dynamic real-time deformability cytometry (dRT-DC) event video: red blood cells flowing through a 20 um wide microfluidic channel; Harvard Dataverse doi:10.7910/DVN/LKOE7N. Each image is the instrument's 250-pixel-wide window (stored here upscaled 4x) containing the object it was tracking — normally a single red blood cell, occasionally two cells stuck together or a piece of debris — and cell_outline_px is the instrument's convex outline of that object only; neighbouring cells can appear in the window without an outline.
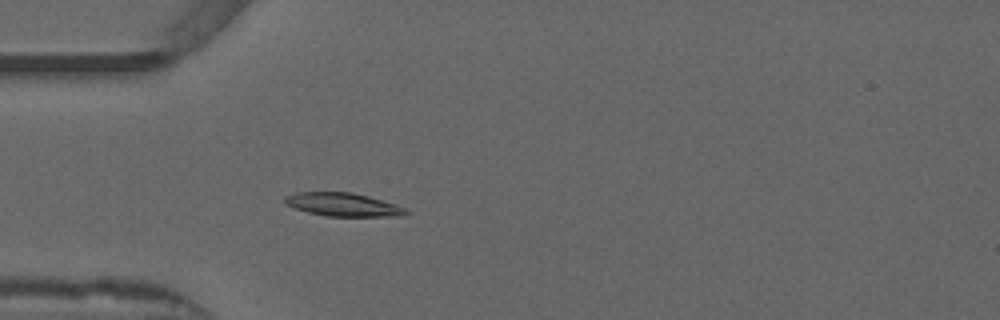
{"species": "common noctule bat (a hibernating species)", "species_latin": "Nyctalus noctula", "temperature_condition": "warm", "stored_images_in_passage": 52, "camera_frame_rate_fps": 3000, "um_per_image_px": 0.085, "animal": {"sex": "male", "forearm_length_mm": 52.5}, "frame": {"image": 1, "passage_image": 15, "time_ms": 4.667, "image_size_px": [1000, 320], "cell_outline_px": [[408, 212], [404, 216], [328, 216], [308, 212], [284, 204], [284, 196], [296, 192], [352, 192], [384, 200], [396, 204], [404, 208]], "centroid_in_image_um": [29.15, 17.38], "position_along_channel_um": 55.9, "area_um2": 16.47}}
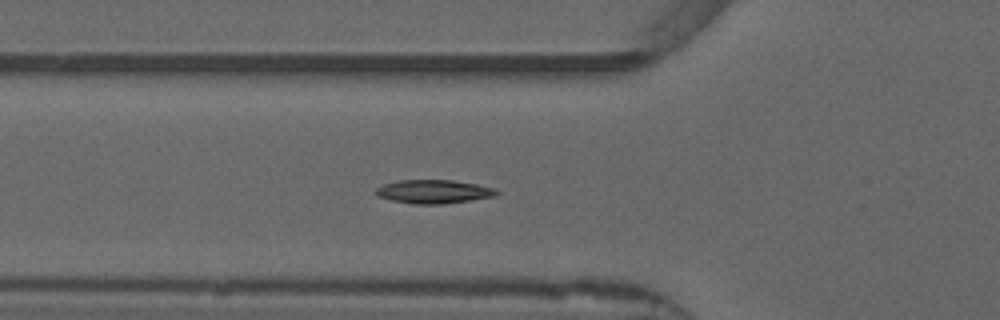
{"frame": {"image": 2, "passage_image": 18, "time_ms": 5.667, "image_size_px": [1000, 320], "cell_outline_px": [[500, 192], [496, 196], [444, 204], [416, 204], [392, 200], [376, 196], [376, 188], [384, 184], [400, 180], [452, 180], [476, 184], [496, 188]], "centroid_in_image_um": [36.89, 16.28], "position_along_channel_um": 88.9, "area_um2": 16.59}}
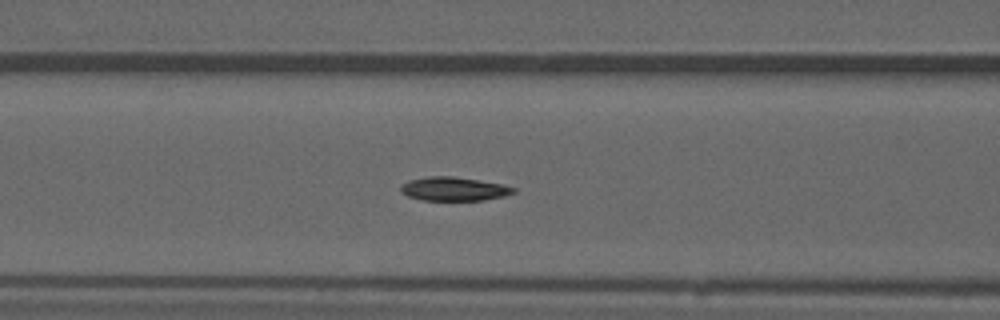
{"frame": {"image": 3, "passage_image": 21, "time_ms": 6.667, "image_size_px": [1000, 320], "cell_outline_px": [[516, 192], [504, 196], [484, 200], [424, 200], [408, 196], [400, 192], [400, 184], [408, 180], [428, 176], [452, 176], [500, 184], [516, 188]], "centroid_in_image_um": [38.53, 16.06], "position_along_channel_um": 128.1, "area_um2": 15.55}, "authors_computed_cell_mechanics": {"area_um2": 15.8661, "velocity_mm_per_s": 3.8765, "shape_relaxation_time_tau1_ms": 6.1494, "shape_relaxation_time_tau2_ms": 4.9446, "deformation_change_tau1": 0.1721, "deformation_change_tau2": 0.0851}}